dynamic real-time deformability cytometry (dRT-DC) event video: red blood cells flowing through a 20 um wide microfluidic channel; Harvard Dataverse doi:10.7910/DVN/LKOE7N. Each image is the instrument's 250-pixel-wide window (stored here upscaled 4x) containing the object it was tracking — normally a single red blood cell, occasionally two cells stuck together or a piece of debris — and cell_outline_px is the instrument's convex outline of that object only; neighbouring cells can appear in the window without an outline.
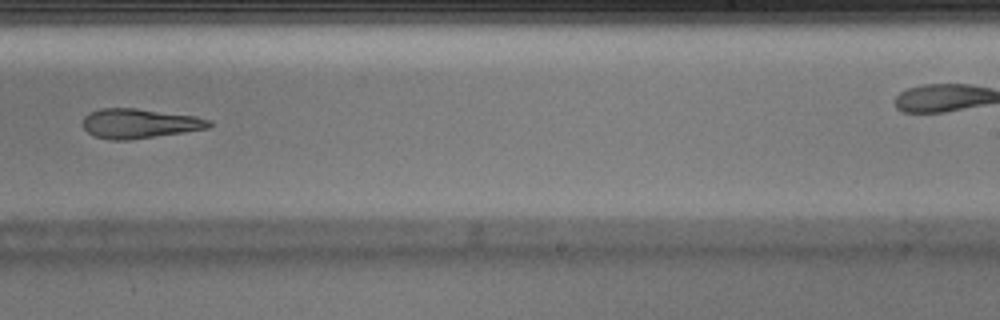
{"species": "Egyptian fruit bat (a non-hibernating species)", "species_latin": "Rousettus aegyptiacus", "temperature_condition": "warm", "stored_images_in_passage": 36, "camera_frame_rate_fps": 3000, "um_per_image_px": 0.085, "animal": {"sex": "male"}, "frame": {"image": 1, "passage_image": 26, "time_ms": 8.333, "image_size_px": [1000, 320], "cell_outline_px": [[212, 124], [208, 128], [184, 132], [128, 140], [108, 140], [96, 136], [88, 132], [84, 128], [84, 116], [88, 112], [100, 108], [136, 108], [196, 116], [212, 120]], "centroid_in_image_um": [11.86, 10.49], "position_along_channel_um": 277.1, "area_um2": 21.79}}